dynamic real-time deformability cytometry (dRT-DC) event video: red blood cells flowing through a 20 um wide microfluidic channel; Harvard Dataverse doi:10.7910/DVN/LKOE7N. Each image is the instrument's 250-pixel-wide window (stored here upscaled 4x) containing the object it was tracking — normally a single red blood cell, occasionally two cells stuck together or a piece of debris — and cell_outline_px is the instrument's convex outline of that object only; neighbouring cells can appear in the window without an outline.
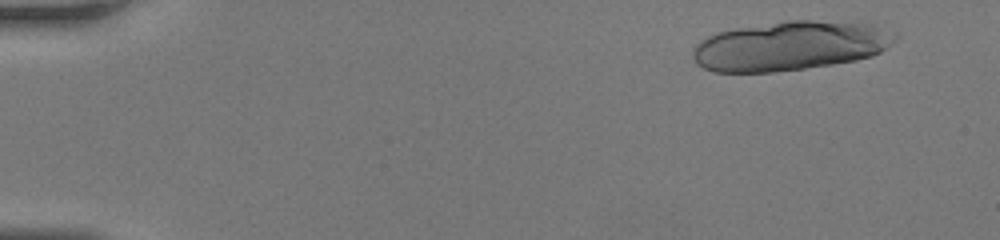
{"species": "human", "species_latin": "Homo sapiens", "temperature_condition": "room temperature", "stored_images_in_passage": 17, "camera_frame_rate_fps": 3000, "um_per_image_px": 0.085, "donor": {"sex": "female"}, "frame": {"image": 1, "passage_image": 3, "time_ms": 0.667, "image_size_px": [1000, 240], "cell_outline_px": [[900, 36], [892, 44], [880, 52], [872, 56], [856, 60], [832, 64], [804, 68], [772, 72], [712, 72], [696, 64], [692, 56], [692, 48], [700, 40], [716, 32], [736, 28], [788, 20], [812, 20], [868, 24], [896, 32]], "centroid_in_image_um": [67.14, 3.9], "position_along_channel_um": 17.9, "area_um2": 58.32}}